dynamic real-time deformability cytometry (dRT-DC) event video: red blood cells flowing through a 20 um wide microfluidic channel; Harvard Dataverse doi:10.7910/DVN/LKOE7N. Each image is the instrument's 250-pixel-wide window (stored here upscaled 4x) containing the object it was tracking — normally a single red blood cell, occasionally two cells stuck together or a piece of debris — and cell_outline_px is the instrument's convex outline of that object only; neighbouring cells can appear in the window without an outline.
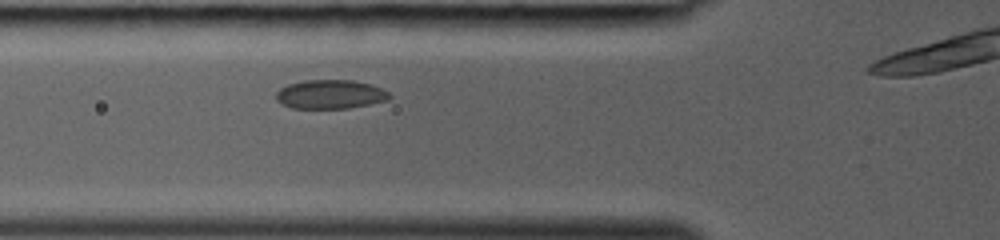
{"species": "common noctule bat (a hibernating species)", "species_latin": "Nyctalus noctula", "temperature_condition": "room temperature", "stored_images_in_passage": 4, "camera_frame_rate_fps": 3000, "um_per_image_px": 0.085, "animal": {"sex": "female", "body_mass_g": 19.0, "forearm_length_mm": 53.3}, "frame": {"image": 1, "passage_image": 3, "time_ms": 0.667, "image_size_px": [1000, 240], "cell_outline_px": [[392, 96], [388, 100], [348, 108], [292, 108], [276, 100], [276, 92], [280, 88], [288, 84], [304, 80], [352, 80], [368, 84], [380, 88], [388, 92]], "centroid_in_image_um": [28.05, 8.01], "position_along_channel_um": 97.7, "area_um2": 18.96}}